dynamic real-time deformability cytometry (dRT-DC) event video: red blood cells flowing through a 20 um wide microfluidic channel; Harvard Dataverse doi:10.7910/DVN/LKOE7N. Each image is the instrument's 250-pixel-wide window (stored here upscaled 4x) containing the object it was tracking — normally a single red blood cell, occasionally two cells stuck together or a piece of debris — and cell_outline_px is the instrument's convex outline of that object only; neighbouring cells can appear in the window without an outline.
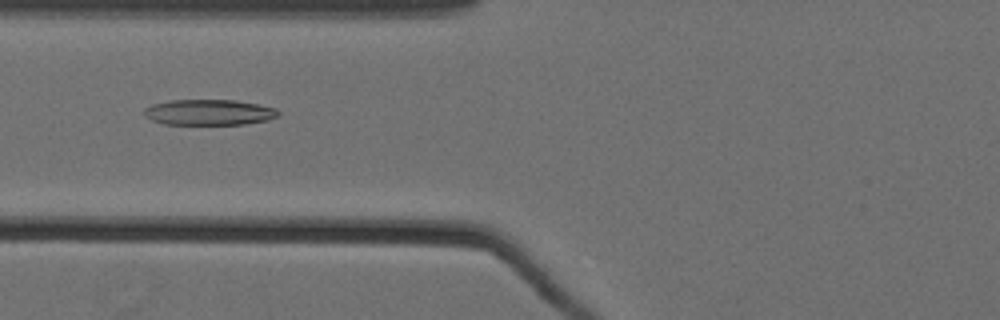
{"species": "Egyptian fruit bat (a non-hibernating species)", "species_latin": "Rousettus aegyptiacus", "temperature_condition": "cold", "stored_images_in_passage": 31, "camera_frame_rate_fps": 3000, "um_per_image_px": 0.085, "animal": {"sex": "female"}, "frame": {"image": 1, "passage_image": 11, "time_ms": 3.333, "image_size_px": [1000, 320], "cell_outline_px": [[280, 112], [276, 116], [268, 120], [244, 124], [164, 124], [152, 120], [144, 116], [144, 108], [152, 104], [168, 100], [236, 100], [260, 104], [276, 108]], "centroid_in_image_um": [17.76, 9.54], "position_along_channel_um": 108.0, "area_um2": 20.17}}
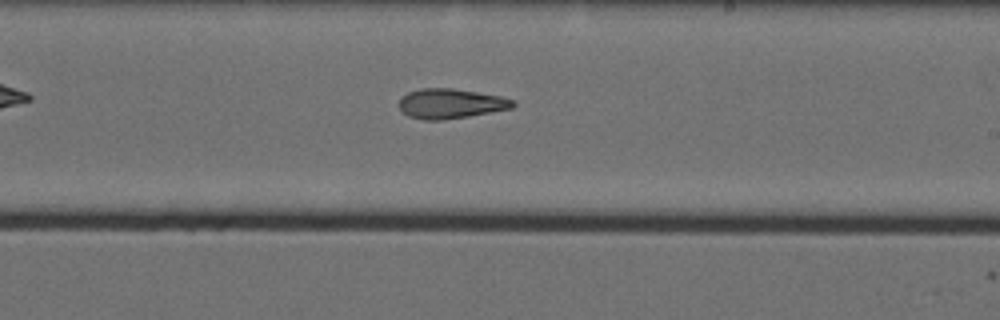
{"frame": {"image": 2, "passage_image": 23, "time_ms": 7.333, "image_size_px": [1000, 320], "cell_outline_px": [[516, 104], [512, 108], [468, 116], [444, 120], [424, 120], [408, 116], [400, 108], [400, 96], [408, 92], [420, 88], [452, 88], [500, 96], [516, 100]], "centroid_in_image_um": [38.3, 8.8], "position_along_channel_um": 250.7, "area_um2": 19.77}}
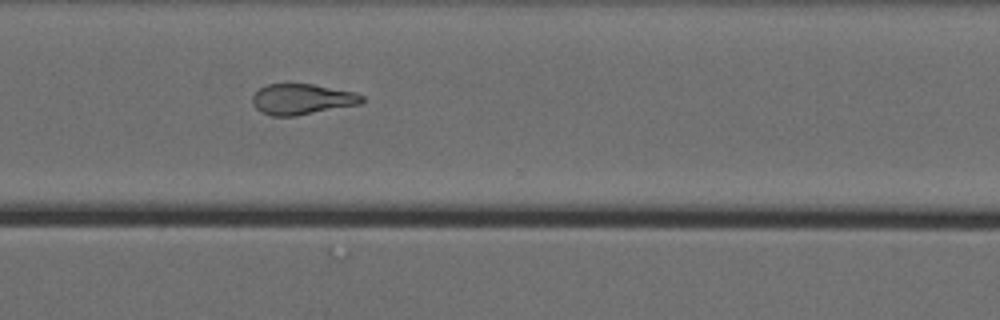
{"frame": {"image": 3, "passage_image": 31, "time_ms": 10.0, "image_size_px": [1000, 320], "cell_outline_px": [[364, 100], [360, 104], [296, 116], [272, 116], [260, 112], [252, 104], [252, 96], [260, 88], [268, 84], [312, 84], [352, 92], [364, 96]], "centroid_in_image_um": [25.64, 8.44], "position_along_channel_um": 345.0, "area_um2": 19.48}}